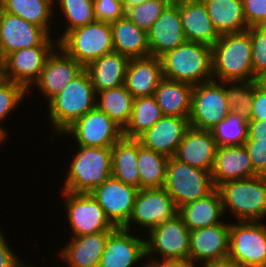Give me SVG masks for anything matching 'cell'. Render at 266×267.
<instances>
[{
    "instance_id": "cell-4",
    "label": "cell",
    "mask_w": 266,
    "mask_h": 267,
    "mask_svg": "<svg viewBox=\"0 0 266 267\" xmlns=\"http://www.w3.org/2000/svg\"><path fill=\"white\" fill-rule=\"evenodd\" d=\"M61 190L90 193L112 177L111 147L77 146Z\"/></svg>"
},
{
    "instance_id": "cell-17",
    "label": "cell",
    "mask_w": 266,
    "mask_h": 267,
    "mask_svg": "<svg viewBox=\"0 0 266 267\" xmlns=\"http://www.w3.org/2000/svg\"><path fill=\"white\" fill-rule=\"evenodd\" d=\"M56 46L23 48L5 57L0 76L22 85L27 91L38 80L49 54Z\"/></svg>"
},
{
    "instance_id": "cell-45",
    "label": "cell",
    "mask_w": 266,
    "mask_h": 267,
    "mask_svg": "<svg viewBox=\"0 0 266 267\" xmlns=\"http://www.w3.org/2000/svg\"><path fill=\"white\" fill-rule=\"evenodd\" d=\"M246 147L251 165L257 175L266 176V142L258 140H246Z\"/></svg>"
},
{
    "instance_id": "cell-3",
    "label": "cell",
    "mask_w": 266,
    "mask_h": 267,
    "mask_svg": "<svg viewBox=\"0 0 266 267\" xmlns=\"http://www.w3.org/2000/svg\"><path fill=\"white\" fill-rule=\"evenodd\" d=\"M163 77L198 85L213 80L212 47L185 41L160 57Z\"/></svg>"
},
{
    "instance_id": "cell-35",
    "label": "cell",
    "mask_w": 266,
    "mask_h": 267,
    "mask_svg": "<svg viewBox=\"0 0 266 267\" xmlns=\"http://www.w3.org/2000/svg\"><path fill=\"white\" fill-rule=\"evenodd\" d=\"M169 157L148 149L138 140V172L141 188H163Z\"/></svg>"
},
{
    "instance_id": "cell-27",
    "label": "cell",
    "mask_w": 266,
    "mask_h": 267,
    "mask_svg": "<svg viewBox=\"0 0 266 267\" xmlns=\"http://www.w3.org/2000/svg\"><path fill=\"white\" fill-rule=\"evenodd\" d=\"M129 60L128 57L113 51L86 65L85 70L95 93L122 86Z\"/></svg>"
},
{
    "instance_id": "cell-46",
    "label": "cell",
    "mask_w": 266,
    "mask_h": 267,
    "mask_svg": "<svg viewBox=\"0 0 266 267\" xmlns=\"http://www.w3.org/2000/svg\"><path fill=\"white\" fill-rule=\"evenodd\" d=\"M0 267H31L21 261L20 257L14 252V249L7 242L2 228L0 227Z\"/></svg>"
},
{
    "instance_id": "cell-31",
    "label": "cell",
    "mask_w": 266,
    "mask_h": 267,
    "mask_svg": "<svg viewBox=\"0 0 266 267\" xmlns=\"http://www.w3.org/2000/svg\"><path fill=\"white\" fill-rule=\"evenodd\" d=\"M112 177L140 189L138 139L122 137L111 147Z\"/></svg>"
},
{
    "instance_id": "cell-49",
    "label": "cell",
    "mask_w": 266,
    "mask_h": 267,
    "mask_svg": "<svg viewBox=\"0 0 266 267\" xmlns=\"http://www.w3.org/2000/svg\"><path fill=\"white\" fill-rule=\"evenodd\" d=\"M190 259H163L147 261L146 267H196Z\"/></svg>"
},
{
    "instance_id": "cell-23",
    "label": "cell",
    "mask_w": 266,
    "mask_h": 267,
    "mask_svg": "<svg viewBox=\"0 0 266 267\" xmlns=\"http://www.w3.org/2000/svg\"><path fill=\"white\" fill-rule=\"evenodd\" d=\"M257 176L244 145L217 147L211 177L215 188L228 181Z\"/></svg>"
},
{
    "instance_id": "cell-37",
    "label": "cell",
    "mask_w": 266,
    "mask_h": 267,
    "mask_svg": "<svg viewBox=\"0 0 266 267\" xmlns=\"http://www.w3.org/2000/svg\"><path fill=\"white\" fill-rule=\"evenodd\" d=\"M210 131L218 147L244 145L248 139V121L230 111L228 116Z\"/></svg>"
},
{
    "instance_id": "cell-30",
    "label": "cell",
    "mask_w": 266,
    "mask_h": 267,
    "mask_svg": "<svg viewBox=\"0 0 266 267\" xmlns=\"http://www.w3.org/2000/svg\"><path fill=\"white\" fill-rule=\"evenodd\" d=\"M113 50L132 58L150 56L147 32L137 27L126 16L110 23Z\"/></svg>"
},
{
    "instance_id": "cell-16",
    "label": "cell",
    "mask_w": 266,
    "mask_h": 267,
    "mask_svg": "<svg viewBox=\"0 0 266 267\" xmlns=\"http://www.w3.org/2000/svg\"><path fill=\"white\" fill-rule=\"evenodd\" d=\"M84 69L82 64L57 45L47 57L38 80L30 89L38 87L48 103Z\"/></svg>"
},
{
    "instance_id": "cell-29",
    "label": "cell",
    "mask_w": 266,
    "mask_h": 267,
    "mask_svg": "<svg viewBox=\"0 0 266 267\" xmlns=\"http://www.w3.org/2000/svg\"><path fill=\"white\" fill-rule=\"evenodd\" d=\"M192 91L189 83L163 78L153 96L164 116L189 119Z\"/></svg>"
},
{
    "instance_id": "cell-54",
    "label": "cell",
    "mask_w": 266,
    "mask_h": 267,
    "mask_svg": "<svg viewBox=\"0 0 266 267\" xmlns=\"http://www.w3.org/2000/svg\"><path fill=\"white\" fill-rule=\"evenodd\" d=\"M4 141L0 138V145L3 143Z\"/></svg>"
},
{
    "instance_id": "cell-47",
    "label": "cell",
    "mask_w": 266,
    "mask_h": 267,
    "mask_svg": "<svg viewBox=\"0 0 266 267\" xmlns=\"http://www.w3.org/2000/svg\"><path fill=\"white\" fill-rule=\"evenodd\" d=\"M250 120L266 122V90L255 81V94L251 107Z\"/></svg>"
},
{
    "instance_id": "cell-24",
    "label": "cell",
    "mask_w": 266,
    "mask_h": 267,
    "mask_svg": "<svg viewBox=\"0 0 266 267\" xmlns=\"http://www.w3.org/2000/svg\"><path fill=\"white\" fill-rule=\"evenodd\" d=\"M179 13L186 41L212 47L219 39L203 0H179Z\"/></svg>"
},
{
    "instance_id": "cell-13",
    "label": "cell",
    "mask_w": 266,
    "mask_h": 267,
    "mask_svg": "<svg viewBox=\"0 0 266 267\" xmlns=\"http://www.w3.org/2000/svg\"><path fill=\"white\" fill-rule=\"evenodd\" d=\"M176 214L178 208L164 188H141L136 196L131 218L123 228L131 231V225L135 224L147 229L145 232L148 233L150 229Z\"/></svg>"
},
{
    "instance_id": "cell-52",
    "label": "cell",
    "mask_w": 266,
    "mask_h": 267,
    "mask_svg": "<svg viewBox=\"0 0 266 267\" xmlns=\"http://www.w3.org/2000/svg\"><path fill=\"white\" fill-rule=\"evenodd\" d=\"M257 81L259 82L260 86L266 90V73L259 77Z\"/></svg>"
},
{
    "instance_id": "cell-42",
    "label": "cell",
    "mask_w": 266,
    "mask_h": 267,
    "mask_svg": "<svg viewBox=\"0 0 266 267\" xmlns=\"http://www.w3.org/2000/svg\"><path fill=\"white\" fill-rule=\"evenodd\" d=\"M252 45V69L256 79L266 73V26L247 29Z\"/></svg>"
},
{
    "instance_id": "cell-12",
    "label": "cell",
    "mask_w": 266,
    "mask_h": 267,
    "mask_svg": "<svg viewBox=\"0 0 266 267\" xmlns=\"http://www.w3.org/2000/svg\"><path fill=\"white\" fill-rule=\"evenodd\" d=\"M63 135H71L77 146L112 147L123 137V129L97 107L69 126Z\"/></svg>"
},
{
    "instance_id": "cell-7",
    "label": "cell",
    "mask_w": 266,
    "mask_h": 267,
    "mask_svg": "<svg viewBox=\"0 0 266 267\" xmlns=\"http://www.w3.org/2000/svg\"><path fill=\"white\" fill-rule=\"evenodd\" d=\"M163 188L179 208L186 203L206 197L215 189V186L210 172L169 157Z\"/></svg>"
},
{
    "instance_id": "cell-21",
    "label": "cell",
    "mask_w": 266,
    "mask_h": 267,
    "mask_svg": "<svg viewBox=\"0 0 266 267\" xmlns=\"http://www.w3.org/2000/svg\"><path fill=\"white\" fill-rule=\"evenodd\" d=\"M217 147L210 130L189 127L173 158L181 163L211 173Z\"/></svg>"
},
{
    "instance_id": "cell-1",
    "label": "cell",
    "mask_w": 266,
    "mask_h": 267,
    "mask_svg": "<svg viewBox=\"0 0 266 267\" xmlns=\"http://www.w3.org/2000/svg\"><path fill=\"white\" fill-rule=\"evenodd\" d=\"M213 80L257 81L252 69V45L248 30L220 35L212 45Z\"/></svg>"
},
{
    "instance_id": "cell-34",
    "label": "cell",
    "mask_w": 266,
    "mask_h": 267,
    "mask_svg": "<svg viewBox=\"0 0 266 267\" xmlns=\"http://www.w3.org/2000/svg\"><path fill=\"white\" fill-rule=\"evenodd\" d=\"M134 97L123 84L96 94V107L107 114L122 129L128 124Z\"/></svg>"
},
{
    "instance_id": "cell-40",
    "label": "cell",
    "mask_w": 266,
    "mask_h": 267,
    "mask_svg": "<svg viewBox=\"0 0 266 267\" xmlns=\"http://www.w3.org/2000/svg\"><path fill=\"white\" fill-rule=\"evenodd\" d=\"M22 85L4 79L0 76V138L5 141L8 133L1 123L6 120L12 112L19 108L18 106L29 95Z\"/></svg>"
},
{
    "instance_id": "cell-53",
    "label": "cell",
    "mask_w": 266,
    "mask_h": 267,
    "mask_svg": "<svg viewBox=\"0 0 266 267\" xmlns=\"http://www.w3.org/2000/svg\"><path fill=\"white\" fill-rule=\"evenodd\" d=\"M4 60H5V57H4V53H3V49H2L1 41H0V71L3 67Z\"/></svg>"
},
{
    "instance_id": "cell-9",
    "label": "cell",
    "mask_w": 266,
    "mask_h": 267,
    "mask_svg": "<svg viewBox=\"0 0 266 267\" xmlns=\"http://www.w3.org/2000/svg\"><path fill=\"white\" fill-rule=\"evenodd\" d=\"M230 222L229 258L242 267H266V224Z\"/></svg>"
},
{
    "instance_id": "cell-51",
    "label": "cell",
    "mask_w": 266,
    "mask_h": 267,
    "mask_svg": "<svg viewBox=\"0 0 266 267\" xmlns=\"http://www.w3.org/2000/svg\"><path fill=\"white\" fill-rule=\"evenodd\" d=\"M124 6V9L126 10L127 8L134 6V5H138V4H142L144 2H147L149 0H121Z\"/></svg>"
},
{
    "instance_id": "cell-41",
    "label": "cell",
    "mask_w": 266,
    "mask_h": 267,
    "mask_svg": "<svg viewBox=\"0 0 266 267\" xmlns=\"http://www.w3.org/2000/svg\"><path fill=\"white\" fill-rule=\"evenodd\" d=\"M172 0H149L126 9L125 16L140 29L148 31Z\"/></svg>"
},
{
    "instance_id": "cell-10",
    "label": "cell",
    "mask_w": 266,
    "mask_h": 267,
    "mask_svg": "<svg viewBox=\"0 0 266 267\" xmlns=\"http://www.w3.org/2000/svg\"><path fill=\"white\" fill-rule=\"evenodd\" d=\"M229 112L224 82L210 80L193 86L190 127L211 130L224 120Z\"/></svg>"
},
{
    "instance_id": "cell-33",
    "label": "cell",
    "mask_w": 266,
    "mask_h": 267,
    "mask_svg": "<svg viewBox=\"0 0 266 267\" xmlns=\"http://www.w3.org/2000/svg\"><path fill=\"white\" fill-rule=\"evenodd\" d=\"M0 8L4 12L42 27L50 36H53L50 24L55 16L53 14L55 10L50 0H0Z\"/></svg>"
},
{
    "instance_id": "cell-2",
    "label": "cell",
    "mask_w": 266,
    "mask_h": 267,
    "mask_svg": "<svg viewBox=\"0 0 266 267\" xmlns=\"http://www.w3.org/2000/svg\"><path fill=\"white\" fill-rule=\"evenodd\" d=\"M96 107V93L84 69L48 102V119L58 136L76 120Z\"/></svg>"
},
{
    "instance_id": "cell-39",
    "label": "cell",
    "mask_w": 266,
    "mask_h": 267,
    "mask_svg": "<svg viewBox=\"0 0 266 267\" xmlns=\"http://www.w3.org/2000/svg\"><path fill=\"white\" fill-rule=\"evenodd\" d=\"M224 83L228 108L249 121L255 94V81H225Z\"/></svg>"
},
{
    "instance_id": "cell-18",
    "label": "cell",
    "mask_w": 266,
    "mask_h": 267,
    "mask_svg": "<svg viewBox=\"0 0 266 267\" xmlns=\"http://www.w3.org/2000/svg\"><path fill=\"white\" fill-rule=\"evenodd\" d=\"M138 237L130 230L116 227L108 236L98 267H134L146 259V238ZM141 267H146V262Z\"/></svg>"
},
{
    "instance_id": "cell-38",
    "label": "cell",
    "mask_w": 266,
    "mask_h": 267,
    "mask_svg": "<svg viewBox=\"0 0 266 267\" xmlns=\"http://www.w3.org/2000/svg\"><path fill=\"white\" fill-rule=\"evenodd\" d=\"M55 4L58 5L60 15H64L67 24H64L63 35L61 34L56 41H59L68 31L96 21L93 0H55L54 6Z\"/></svg>"
},
{
    "instance_id": "cell-15",
    "label": "cell",
    "mask_w": 266,
    "mask_h": 267,
    "mask_svg": "<svg viewBox=\"0 0 266 267\" xmlns=\"http://www.w3.org/2000/svg\"><path fill=\"white\" fill-rule=\"evenodd\" d=\"M138 191V188L110 177L90 194L115 227H124L131 218Z\"/></svg>"
},
{
    "instance_id": "cell-5",
    "label": "cell",
    "mask_w": 266,
    "mask_h": 267,
    "mask_svg": "<svg viewBox=\"0 0 266 267\" xmlns=\"http://www.w3.org/2000/svg\"><path fill=\"white\" fill-rule=\"evenodd\" d=\"M217 189L221 196L224 215L231 211L230 213L235 216V222L263 221L266 217V176L257 175L228 181L219 185Z\"/></svg>"
},
{
    "instance_id": "cell-25",
    "label": "cell",
    "mask_w": 266,
    "mask_h": 267,
    "mask_svg": "<svg viewBox=\"0 0 266 267\" xmlns=\"http://www.w3.org/2000/svg\"><path fill=\"white\" fill-rule=\"evenodd\" d=\"M163 78L160 58H132L127 66L124 85L134 98L153 96Z\"/></svg>"
},
{
    "instance_id": "cell-26",
    "label": "cell",
    "mask_w": 266,
    "mask_h": 267,
    "mask_svg": "<svg viewBox=\"0 0 266 267\" xmlns=\"http://www.w3.org/2000/svg\"><path fill=\"white\" fill-rule=\"evenodd\" d=\"M112 231L99 232L70 238L58 256L67 267H98L109 234Z\"/></svg>"
},
{
    "instance_id": "cell-8",
    "label": "cell",
    "mask_w": 266,
    "mask_h": 267,
    "mask_svg": "<svg viewBox=\"0 0 266 267\" xmlns=\"http://www.w3.org/2000/svg\"><path fill=\"white\" fill-rule=\"evenodd\" d=\"M148 232V237L145 236L147 261H156V255L161 257L160 260L189 259L190 230L179 214Z\"/></svg>"
},
{
    "instance_id": "cell-19",
    "label": "cell",
    "mask_w": 266,
    "mask_h": 267,
    "mask_svg": "<svg viewBox=\"0 0 266 267\" xmlns=\"http://www.w3.org/2000/svg\"><path fill=\"white\" fill-rule=\"evenodd\" d=\"M230 223L190 231L189 259L202 264L221 260L229 256Z\"/></svg>"
},
{
    "instance_id": "cell-44",
    "label": "cell",
    "mask_w": 266,
    "mask_h": 267,
    "mask_svg": "<svg viewBox=\"0 0 266 267\" xmlns=\"http://www.w3.org/2000/svg\"><path fill=\"white\" fill-rule=\"evenodd\" d=\"M248 27L266 26V0H242Z\"/></svg>"
},
{
    "instance_id": "cell-32",
    "label": "cell",
    "mask_w": 266,
    "mask_h": 267,
    "mask_svg": "<svg viewBox=\"0 0 266 267\" xmlns=\"http://www.w3.org/2000/svg\"><path fill=\"white\" fill-rule=\"evenodd\" d=\"M219 35L247 30L242 0H203Z\"/></svg>"
},
{
    "instance_id": "cell-43",
    "label": "cell",
    "mask_w": 266,
    "mask_h": 267,
    "mask_svg": "<svg viewBox=\"0 0 266 267\" xmlns=\"http://www.w3.org/2000/svg\"><path fill=\"white\" fill-rule=\"evenodd\" d=\"M96 21L114 22L125 17V9L121 0H93Z\"/></svg>"
},
{
    "instance_id": "cell-50",
    "label": "cell",
    "mask_w": 266,
    "mask_h": 267,
    "mask_svg": "<svg viewBox=\"0 0 266 267\" xmlns=\"http://www.w3.org/2000/svg\"><path fill=\"white\" fill-rule=\"evenodd\" d=\"M201 265L200 267H242L235 260H232L229 257L217 261L207 262Z\"/></svg>"
},
{
    "instance_id": "cell-48",
    "label": "cell",
    "mask_w": 266,
    "mask_h": 267,
    "mask_svg": "<svg viewBox=\"0 0 266 267\" xmlns=\"http://www.w3.org/2000/svg\"><path fill=\"white\" fill-rule=\"evenodd\" d=\"M248 139L266 142V122L262 120L248 121Z\"/></svg>"
},
{
    "instance_id": "cell-14",
    "label": "cell",
    "mask_w": 266,
    "mask_h": 267,
    "mask_svg": "<svg viewBox=\"0 0 266 267\" xmlns=\"http://www.w3.org/2000/svg\"><path fill=\"white\" fill-rule=\"evenodd\" d=\"M53 39L42 27L0 8V41L4 57L23 48L57 46L58 41Z\"/></svg>"
},
{
    "instance_id": "cell-28",
    "label": "cell",
    "mask_w": 266,
    "mask_h": 267,
    "mask_svg": "<svg viewBox=\"0 0 266 267\" xmlns=\"http://www.w3.org/2000/svg\"><path fill=\"white\" fill-rule=\"evenodd\" d=\"M178 214L190 231L222 223L225 215L218 189L215 188L206 197L182 205L178 208Z\"/></svg>"
},
{
    "instance_id": "cell-6",
    "label": "cell",
    "mask_w": 266,
    "mask_h": 267,
    "mask_svg": "<svg viewBox=\"0 0 266 267\" xmlns=\"http://www.w3.org/2000/svg\"><path fill=\"white\" fill-rule=\"evenodd\" d=\"M58 46L85 67L114 51L110 23L94 21L72 29L58 41Z\"/></svg>"
},
{
    "instance_id": "cell-36",
    "label": "cell",
    "mask_w": 266,
    "mask_h": 267,
    "mask_svg": "<svg viewBox=\"0 0 266 267\" xmlns=\"http://www.w3.org/2000/svg\"><path fill=\"white\" fill-rule=\"evenodd\" d=\"M163 116L154 96L134 98L131 117L123 129V137L137 139Z\"/></svg>"
},
{
    "instance_id": "cell-11",
    "label": "cell",
    "mask_w": 266,
    "mask_h": 267,
    "mask_svg": "<svg viewBox=\"0 0 266 267\" xmlns=\"http://www.w3.org/2000/svg\"><path fill=\"white\" fill-rule=\"evenodd\" d=\"M61 192L62 198H65V216L73 237L113 231L116 228L90 193Z\"/></svg>"
},
{
    "instance_id": "cell-22",
    "label": "cell",
    "mask_w": 266,
    "mask_h": 267,
    "mask_svg": "<svg viewBox=\"0 0 266 267\" xmlns=\"http://www.w3.org/2000/svg\"><path fill=\"white\" fill-rule=\"evenodd\" d=\"M189 127L188 118L163 116L137 139L144 147L173 157Z\"/></svg>"
},
{
    "instance_id": "cell-20",
    "label": "cell",
    "mask_w": 266,
    "mask_h": 267,
    "mask_svg": "<svg viewBox=\"0 0 266 267\" xmlns=\"http://www.w3.org/2000/svg\"><path fill=\"white\" fill-rule=\"evenodd\" d=\"M150 56L160 58L186 40L184 37L179 0L172 1L147 33Z\"/></svg>"
}]
</instances>
